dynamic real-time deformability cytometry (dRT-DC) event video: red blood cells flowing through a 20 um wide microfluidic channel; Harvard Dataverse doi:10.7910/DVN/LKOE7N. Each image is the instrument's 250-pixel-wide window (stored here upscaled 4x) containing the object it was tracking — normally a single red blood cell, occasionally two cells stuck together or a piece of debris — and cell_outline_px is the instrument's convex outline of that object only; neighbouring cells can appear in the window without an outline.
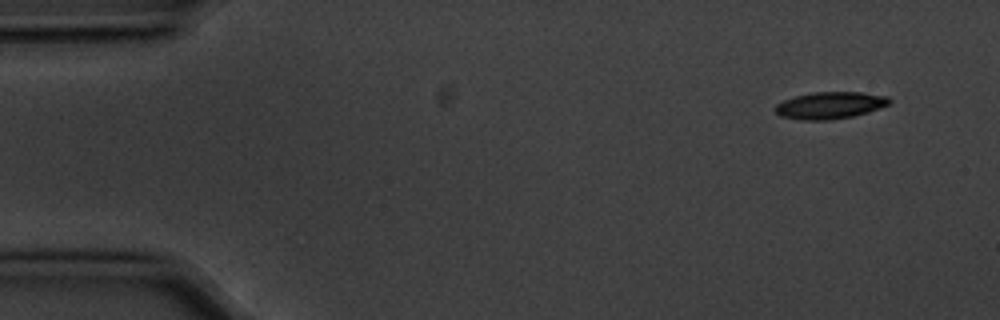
{"species": "common noctule bat (a hibernating species)", "species_latin": "Nyctalus noctula", "temperature_condition": "cold", "stored_images_in_passage": 4, "camera_frame_rate_fps": 3000, "um_per_image_px": 0.085, "animal": {"sex": "male", "body_mass_g": 20.1, "forearm_length_mm": 53.5}, "frame": {"image": 1, "passage_image": 1, "time_ms": 0.0, "image_size_px": [1000, 320], "cell_outline_px": [[892, 100], [888, 104], [868, 112], [852, 116], [828, 120], [800, 120], [780, 116], [772, 108], [776, 104], [784, 100], [796, 96], [816, 92], [860, 92], [888, 96]], "centroid_in_image_um": [70.52, 8.95], "position_along_channel_um": 14.5, "area_um2": 17.86}}
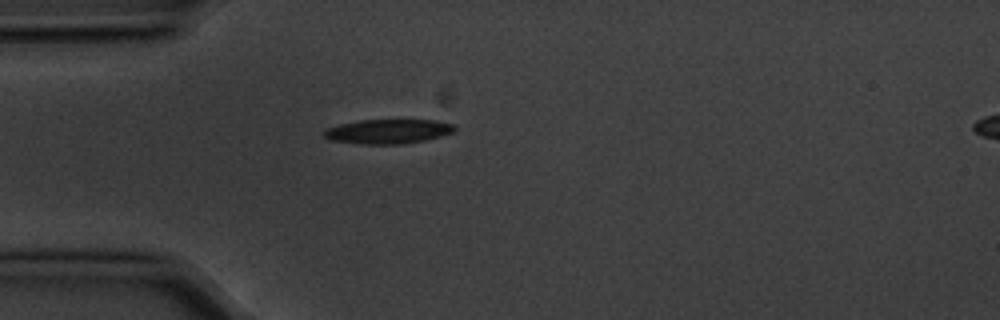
{"frame": {"image": 2, "passage_image": 4, "time_ms": 1.0, "image_size_px": [1000, 320], "cell_outline_px": [[456, 128], [452, 132], [440, 136], [424, 140], [404, 144], [360, 144], [328, 140], [324, 136], [324, 128], [340, 124], [360, 120], [436, 120], [452, 124]], "centroid_in_image_um": [32.93, 11.17], "position_along_channel_um": 52.1, "area_um2": 18.61}}